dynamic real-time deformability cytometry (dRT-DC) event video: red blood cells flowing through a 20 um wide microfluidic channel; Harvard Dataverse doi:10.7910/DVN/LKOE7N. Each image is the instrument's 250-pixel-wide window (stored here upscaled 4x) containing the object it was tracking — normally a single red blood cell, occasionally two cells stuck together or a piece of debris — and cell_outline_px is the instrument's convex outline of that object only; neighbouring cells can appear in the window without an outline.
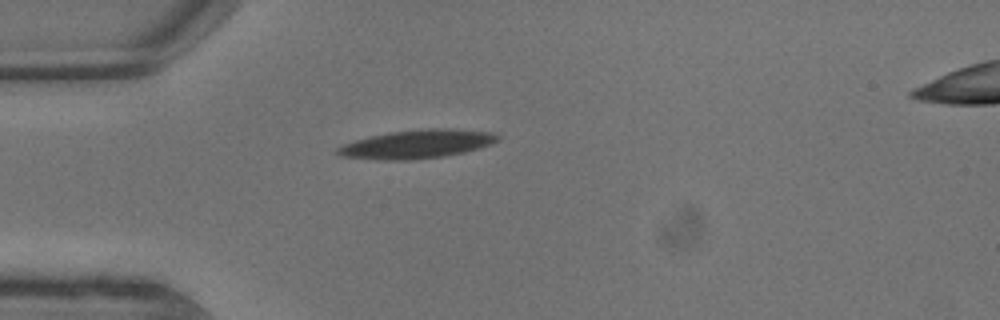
{"species": "common noctule bat (a hibernating species)", "species_latin": "Nyctalus noctula", "temperature_condition": "warm", "stored_images_in_passage": 4, "camera_frame_rate_fps": 3000, "um_per_image_px": 0.085, "animal": {"sex": "male", "body_mass_g": 13.3}, "frame": {"image": 1, "passage_image": 1, "time_ms": 0.0, "image_size_px": [1000, 320], "cell_outline_px": [[500, 140], [464, 152], [444, 156], [408, 160], [376, 160], [340, 156], [336, 152], [336, 148], [344, 144], [368, 136], [388, 132], [428, 128], [452, 128], [492, 132], [500, 136]], "centroid_in_image_um": [35.41, 12.24], "position_along_channel_um": 49.6, "area_um2": 26.7}}
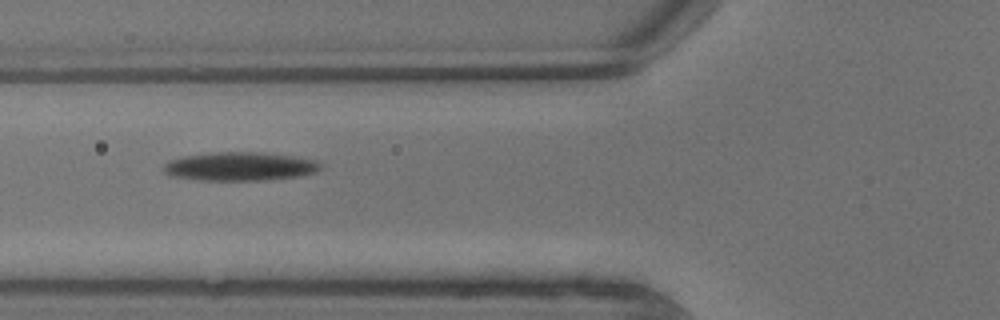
{"frame": {"image": 2, "passage_image": 3, "time_ms": 0.667, "image_size_px": [1000, 320], "cell_outline_px": [[324, 168], [316, 172], [296, 176], [264, 180], [200, 180], [172, 176], [164, 172], [164, 164], [168, 160], [184, 156], [212, 152], [260, 152], [292, 156], [316, 160]], "centroid_in_image_um": [20.38, 14.14], "position_along_channel_um": 105.4, "area_um2": 26.13}}
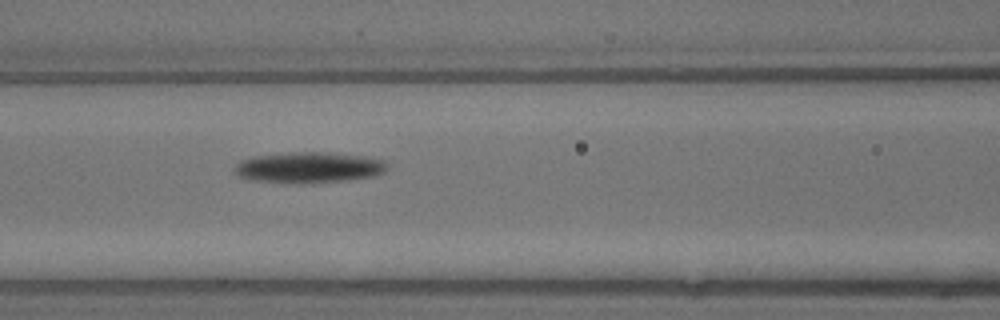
{"frame": {"image": 3, "passage_image": 4, "time_ms": 1.0, "image_size_px": [1000, 320], "cell_outline_px": [[388, 168], [384, 172], [376, 176], [348, 180], [312, 184], [252, 180], [240, 176], [236, 172], [236, 164], [240, 160], [256, 156], [292, 152], [328, 152], [364, 156], [384, 160], [388, 164]], "centroid_in_image_um": [26.33, 14.24], "position_along_channel_um": 140.3, "area_um2": 27.57}}